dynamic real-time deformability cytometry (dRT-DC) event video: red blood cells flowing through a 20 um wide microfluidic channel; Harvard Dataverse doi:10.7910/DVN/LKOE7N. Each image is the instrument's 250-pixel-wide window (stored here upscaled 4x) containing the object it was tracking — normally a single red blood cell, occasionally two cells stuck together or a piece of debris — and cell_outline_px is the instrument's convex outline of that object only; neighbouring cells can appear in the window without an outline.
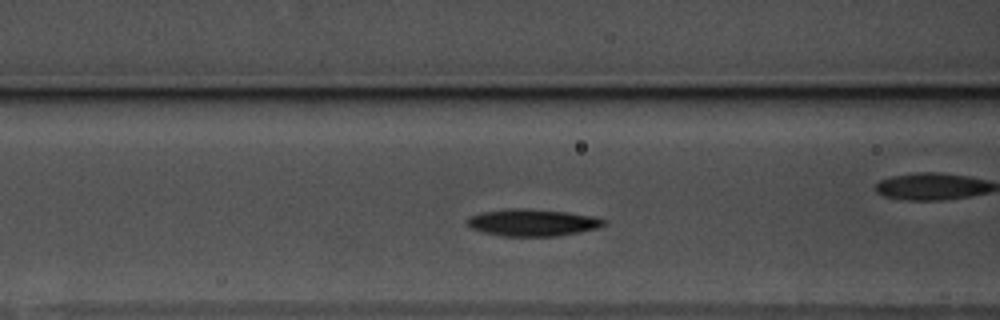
{"species": "common noctule bat (a hibernating species)", "species_latin": "Nyctalus noctula", "temperature_condition": "warm", "stored_images_in_passage": 33, "camera_frame_rate_fps": 3000, "um_per_image_px": 0.085, "animal": {"sex": "male", "body_mass_g": 17.5, "forearm_length_mm": 52.3}, "frame": {"image": 1, "passage_image": 6, "time_ms": 1.667, "image_size_px": [1000, 320], "cell_outline_px": [[608, 224], [596, 228], [556, 236], [500, 236], [484, 232], [472, 228], [468, 224], [468, 216], [480, 212], [508, 208], [524, 208], [568, 212], [596, 216], [608, 220]], "centroid_in_image_um": [45.29, 18.9], "position_along_channel_um": 121.3, "area_um2": 21.62}, "authors_computed_cell_mechanics": {"area_um2": 20.9236, "velocity_mm_per_s": 3.4465, "shape_relaxation_time_tau1_ms": 3.1559, "shape_relaxation_time_tau2_ms": 7.118, "deformation_change_tau1": 0.1351, "deformation_change_tau2": 0.1295}}